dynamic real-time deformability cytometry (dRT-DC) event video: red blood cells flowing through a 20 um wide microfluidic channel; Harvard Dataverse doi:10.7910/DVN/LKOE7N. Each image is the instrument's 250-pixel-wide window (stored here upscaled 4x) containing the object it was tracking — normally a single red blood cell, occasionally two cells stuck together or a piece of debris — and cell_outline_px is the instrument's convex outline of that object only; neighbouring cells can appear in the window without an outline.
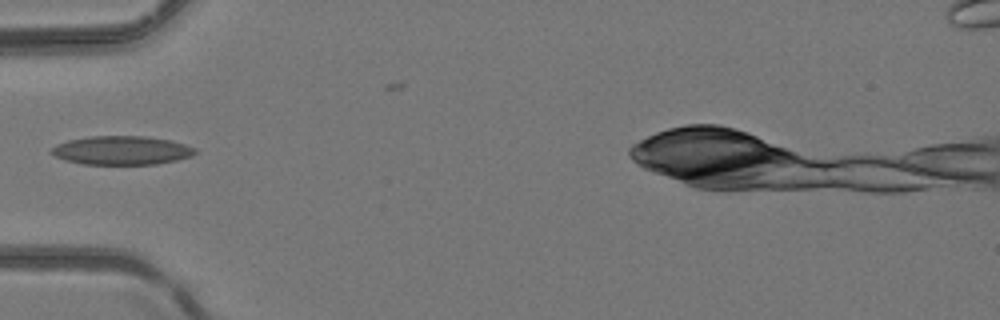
{"species": "common noctule bat (a hibernating species)", "species_latin": "Nyctalus noctula", "temperature_condition": "room temperature", "stored_images_in_passage": 3, "camera_frame_rate_fps": 3000, "um_per_image_px": 0.085, "animal": {"sex": "female", "body_mass_g": 24.6, "forearm_length_mm": 56.2}, "frame": {"image": 1, "passage_image": 3, "time_ms": 0.667, "image_size_px": [1000, 320], "cell_outline_px": [[196, 152], [192, 156], [176, 160], [156, 164], [84, 164], [64, 160], [48, 152], [56, 144], [68, 140], [92, 136], [148, 136], [172, 140], [196, 148]], "centroid_in_image_um": [10.34, 12.77], "position_along_channel_um": 74.7, "area_um2": 24.16}}